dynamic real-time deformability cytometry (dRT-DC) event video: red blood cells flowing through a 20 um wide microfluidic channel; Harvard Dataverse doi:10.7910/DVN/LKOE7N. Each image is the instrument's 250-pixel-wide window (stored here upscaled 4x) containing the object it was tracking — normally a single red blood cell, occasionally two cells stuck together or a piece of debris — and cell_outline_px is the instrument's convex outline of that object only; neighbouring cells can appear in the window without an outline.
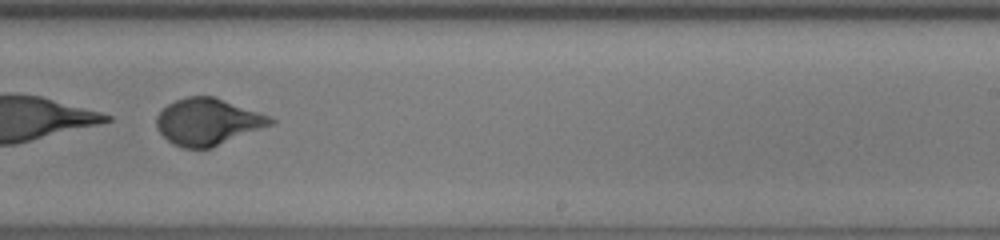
{"species": "human", "species_latin": "Homo sapiens", "temperature_condition": "room temperature", "stored_images_in_passage": 41, "segment_of_instrument_passage": [2, 2], "camera_frame_rate_fps": 3000, "um_per_image_px": 0.085, "donor": {"sex": "female"}, "frame": {"image": 1, "passage_image": 27, "time_ms": 8.667, "image_size_px": [1000, 240], "cell_outline_px": [[276, 120], [272, 124], [212, 148], [184, 148], [172, 144], [156, 128], [156, 116], [168, 104], [176, 100], [188, 96], [212, 96], [268, 116]], "centroid_in_image_um": [17.62, 10.36], "position_along_channel_um": 271.4, "area_um2": 30.52}}
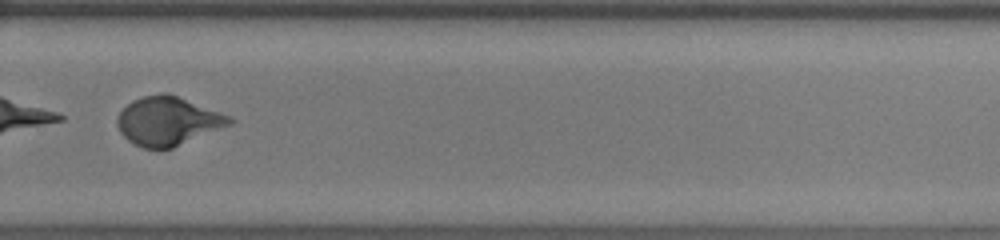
{"frame": {"image": 2, "passage_image": 30, "time_ms": 9.667, "image_size_px": [1000, 240], "cell_outline_px": [[236, 120], [232, 124], [172, 148], [140, 148], [128, 140], [120, 132], [116, 124], [116, 120], [120, 112], [132, 100], [144, 96], [160, 92], [168, 92], [232, 116]], "centroid_in_image_um": [14.29, 10.27], "position_along_channel_um": 315.5, "area_um2": 32.02}}